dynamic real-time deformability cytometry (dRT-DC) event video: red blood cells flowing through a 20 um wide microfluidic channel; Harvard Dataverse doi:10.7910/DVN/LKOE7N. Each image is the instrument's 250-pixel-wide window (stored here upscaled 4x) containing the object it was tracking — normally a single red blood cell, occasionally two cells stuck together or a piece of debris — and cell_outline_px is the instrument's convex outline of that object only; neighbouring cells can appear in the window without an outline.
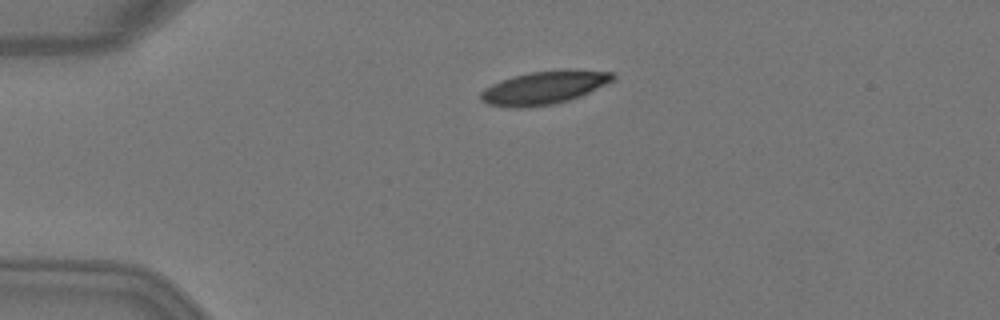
{"species": "Egyptian fruit bat (a non-hibernating species)", "species_latin": "Rousettus aegyptiacus", "temperature_condition": "warm", "stored_images_in_passage": 2, "camera_frame_rate_fps": 3000, "um_per_image_px": 0.085, "animal": {"sex": "female"}, "frame": {"image": 1, "passage_image": 1, "time_ms": 0.0, "image_size_px": [1000, 320], "cell_outline_px": [[616, 76], [612, 80], [580, 96], [556, 104], [524, 108], [512, 108], [488, 104], [480, 100], [480, 92], [484, 88], [500, 80], [512, 76], [532, 72], [612, 72]], "centroid_in_image_um": [46.1, 7.51], "position_along_channel_um": 38.9, "area_um2": 24.57}}